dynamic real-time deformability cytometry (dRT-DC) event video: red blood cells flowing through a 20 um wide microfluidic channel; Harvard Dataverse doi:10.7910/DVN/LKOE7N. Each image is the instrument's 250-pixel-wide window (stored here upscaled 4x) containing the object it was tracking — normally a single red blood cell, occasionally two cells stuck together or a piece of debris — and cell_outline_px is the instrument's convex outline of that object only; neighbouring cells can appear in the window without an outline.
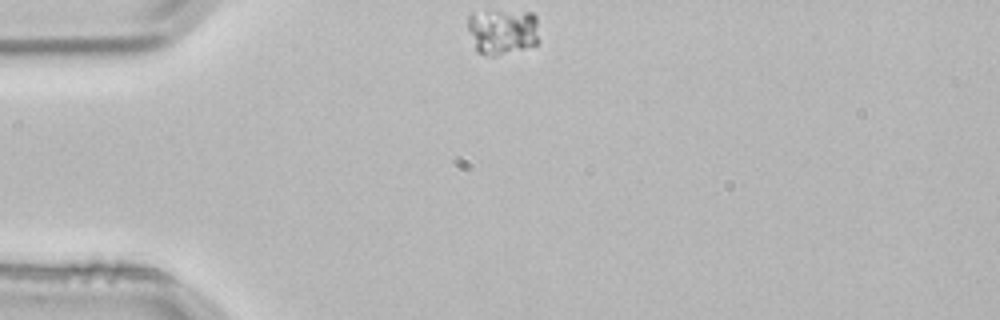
{"species": "common noctule bat (a hibernating species)", "species_latin": "Nyctalus noctula", "temperature_condition": "room temperature", "stored_images_in_passage": 2, "camera_frame_rate_fps": 3000, "um_per_image_px": 0.085, "animal": {"sex": "male", "body_mass_g": 21.5, "forearm_length_mm": 52.0}, "frame": {"image": 1, "passage_image": 1, "time_ms": 0.0, "image_size_px": [1000, 320], "cell_outline_px": [[540, 40], [536, 44], [524, 48], [496, 56], [484, 56], [476, 52], [468, 28], [468, 16], [472, 12], [532, 12], [536, 16]], "centroid_in_image_um": [42.72, 2.7], "position_along_channel_um": 42.3, "area_um2": 19.19}}